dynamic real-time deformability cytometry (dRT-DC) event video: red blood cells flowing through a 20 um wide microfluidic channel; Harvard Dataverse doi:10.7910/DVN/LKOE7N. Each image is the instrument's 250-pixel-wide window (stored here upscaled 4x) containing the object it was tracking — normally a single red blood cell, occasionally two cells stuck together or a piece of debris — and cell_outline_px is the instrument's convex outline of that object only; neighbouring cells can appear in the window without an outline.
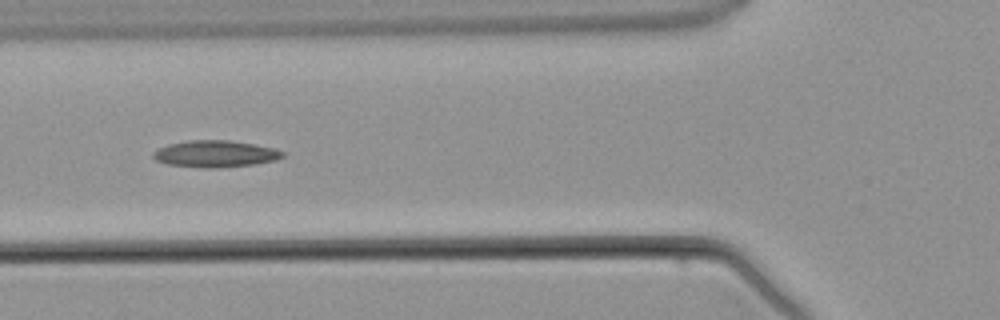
{"species": "common noctule bat (a hibernating species)", "species_latin": "Nyctalus noctula", "temperature_condition": "warm", "stored_images_in_passage": 5, "camera_frame_rate_fps": 3000, "um_per_image_px": 0.085, "animal": {"sex": "male", "body_mass_g": 21.5, "forearm_length_mm": 52.0}, "frame": {"image": 1, "passage_image": 4, "time_ms": 3.667, "image_size_px": [1000, 320], "cell_outline_px": [[284, 156], [276, 160], [252, 164], [216, 168], [204, 168], [168, 164], [156, 160], [152, 156], [152, 152], [168, 144], [188, 140], [228, 140], [252, 144], [272, 148], [284, 152]], "centroid_in_image_um": [18.27, 13.07], "position_along_channel_um": 107.5, "area_um2": 19.94}}
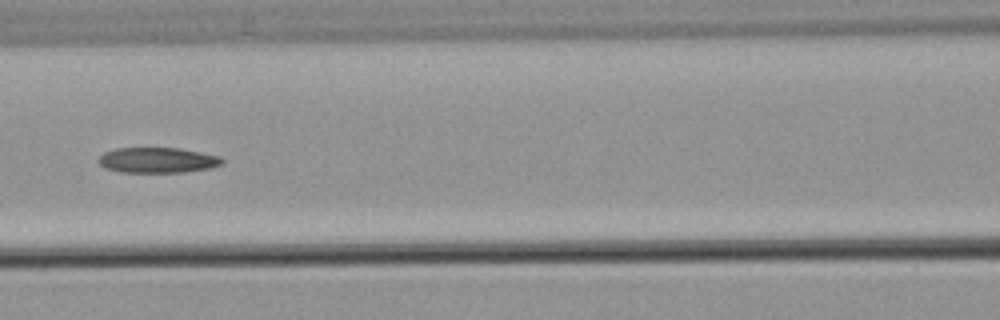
{"frame": {"image": 2, "passage_image": 5, "time_ms": 4.667, "image_size_px": [1000, 320], "cell_outline_px": [[224, 164], [212, 168], [184, 172], [120, 172], [104, 168], [96, 160], [104, 152], [116, 148], [180, 148], [220, 156], [224, 160]], "centroid_in_image_um": [13.4, 13.61], "position_along_channel_um": 153.2, "area_um2": 18.5}}